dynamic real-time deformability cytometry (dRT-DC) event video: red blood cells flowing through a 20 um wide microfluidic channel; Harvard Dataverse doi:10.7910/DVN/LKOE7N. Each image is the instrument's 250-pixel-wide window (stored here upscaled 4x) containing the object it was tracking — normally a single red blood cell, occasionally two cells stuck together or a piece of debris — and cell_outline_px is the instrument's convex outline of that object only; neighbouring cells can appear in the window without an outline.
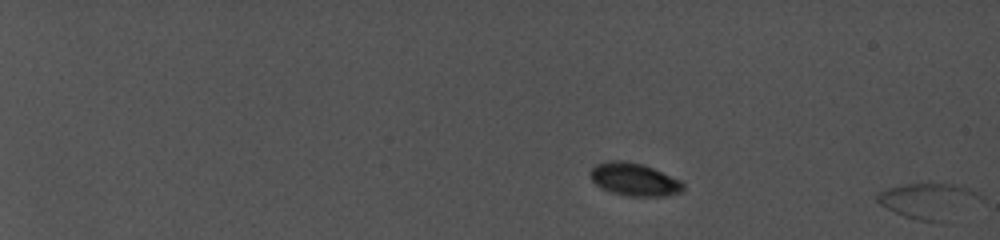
{"species": "common noctule bat (a hibernating species)", "species_latin": "Nyctalus noctula", "temperature_condition": "cold", "stored_images_in_passage": 21, "segment_of_instrument_passage": [2, 2], "camera_frame_rate_fps": 5000, "um_per_image_px": 0.085, "animal": {"sex": "female", "body_mass_g": 19.0, "forearm_length_mm": 56.7}, "frame": {"image": 1, "passage_image": 21, "time_ms": 2.8, "image_size_px": [1000, 240], "cell_outline_px": [[984, 200], [948, 224], [936, 224], [916, 220], [904, 216], [880, 204], [876, 200], [876, 196], [880, 192], [888, 188], [904, 184], [960, 184], [980, 192], [984, 196]], "centroid_in_image_um": [79.09, 17.12], "position_along_channel_um": 5.9, "area_um2": 22.48}}